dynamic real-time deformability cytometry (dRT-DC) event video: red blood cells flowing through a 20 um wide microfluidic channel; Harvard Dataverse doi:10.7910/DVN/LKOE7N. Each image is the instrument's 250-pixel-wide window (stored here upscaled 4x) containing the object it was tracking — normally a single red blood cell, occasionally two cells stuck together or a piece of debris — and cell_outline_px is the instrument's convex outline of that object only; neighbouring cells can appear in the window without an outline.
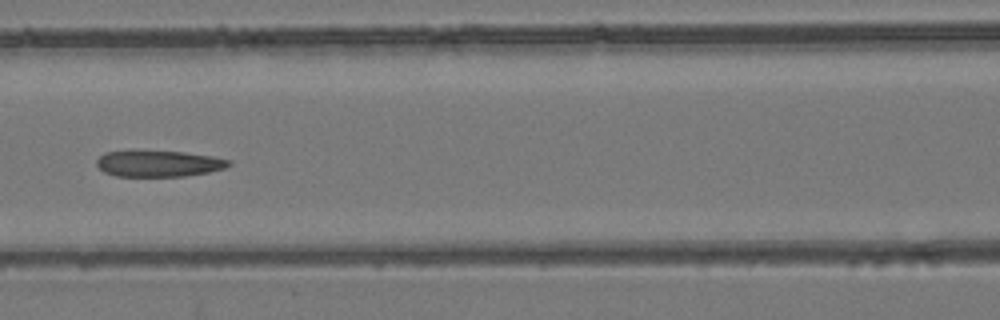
{"species": "common noctule bat (a hibernating species)", "species_latin": "Nyctalus noctula", "temperature_condition": "room temperature", "stored_images_in_passage": 7, "camera_frame_rate_fps": 3000, "um_per_image_px": 0.085, "animal": {"sex": "female", "body_mass_g": 24.6, "forearm_length_mm": 56.2}, "frame": {"image": 1, "passage_image": 6, "time_ms": 6.667, "image_size_px": [1000, 320], "cell_outline_px": [[232, 164], [224, 168], [208, 172], [184, 176], [116, 176], [104, 172], [96, 164], [96, 160], [104, 152], [132, 148], [184, 152], [212, 156], [232, 160]], "centroid_in_image_um": [13.43, 13.86], "position_along_channel_um": 153.2, "area_um2": 20.98}}
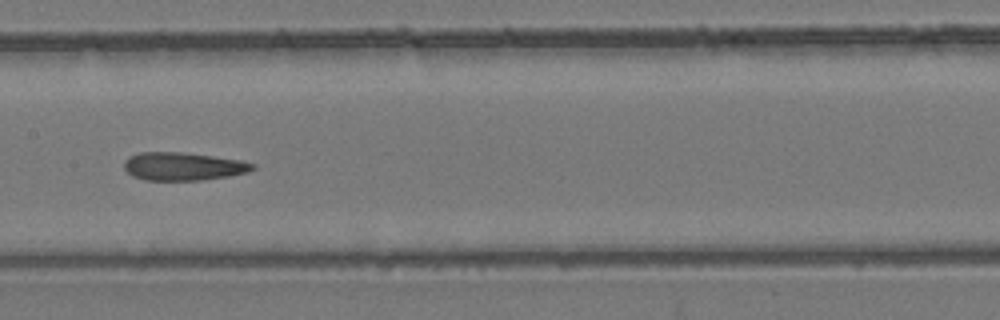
{"frame": {"image": 2, "passage_image": 7, "time_ms": 7.667, "image_size_px": [1000, 320], "cell_outline_px": [[256, 168], [248, 172], [232, 176], [204, 180], [144, 180], [132, 176], [124, 168], [124, 160], [128, 156], [140, 152], [180, 152], [212, 156], [240, 160], [256, 164]], "centroid_in_image_um": [15.58, 14.15], "position_along_channel_um": 191.8, "area_um2": 21.21}}